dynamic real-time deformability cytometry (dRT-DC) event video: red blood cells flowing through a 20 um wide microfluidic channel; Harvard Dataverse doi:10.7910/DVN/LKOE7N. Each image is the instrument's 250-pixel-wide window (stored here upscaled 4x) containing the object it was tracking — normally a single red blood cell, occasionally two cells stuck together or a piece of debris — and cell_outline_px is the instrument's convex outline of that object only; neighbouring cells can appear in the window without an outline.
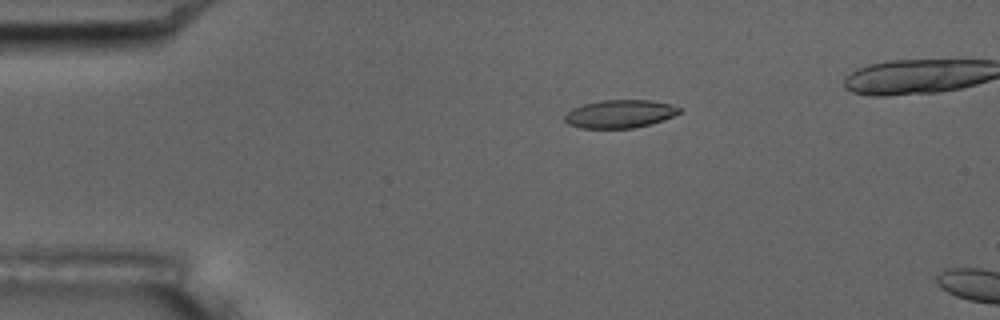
{"species": "common noctule bat (a hibernating species)", "species_latin": "Nyctalus noctula", "temperature_condition": "room temperature", "stored_images_in_passage": 5, "camera_frame_rate_fps": 3000, "um_per_image_px": 0.085, "animal": {"sex": "male", "body_mass_g": 17.5, "forearm_length_mm": 52.3}, "frame": {"image": 1, "passage_image": 4, "time_ms": 3.333, "image_size_px": [1000, 320], "cell_outline_px": [[680, 112], [664, 120], [632, 128], [580, 128], [568, 124], [564, 120], [564, 116], [572, 108], [584, 104], [604, 100], [648, 100], [668, 104], [680, 108]], "centroid_in_image_um": [52.64, 9.68], "position_along_channel_um": 32.4, "area_um2": 18.5}}